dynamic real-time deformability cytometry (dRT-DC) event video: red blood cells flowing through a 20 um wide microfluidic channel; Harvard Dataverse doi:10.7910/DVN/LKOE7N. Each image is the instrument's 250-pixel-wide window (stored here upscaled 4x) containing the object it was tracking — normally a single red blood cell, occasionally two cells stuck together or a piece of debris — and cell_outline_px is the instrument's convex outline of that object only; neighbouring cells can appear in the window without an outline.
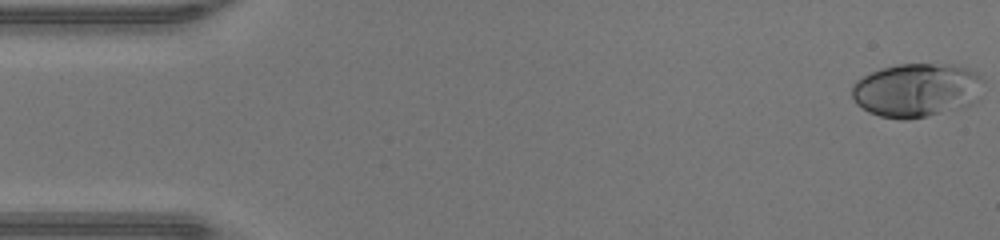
{"species": "human", "species_latin": "Homo sapiens", "temperature_condition": "warm", "stored_images_in_passage": 48, "camera_frame_rate_fps": 3000, "um_per_image_px": 0.085, "donor": {"sex": "male"}, "frame": {"image": 1, "passage_image": 1, "time_ms": 0.0, "image_size_px": [1000, 240], "cell_outline_px": [[984, 80], [980, 100], [976, 104], [964, 108], [908, 120], [900, 120], [880, 116], [868, 112], [856, 104], [852, 96], [852, 84], [856, 80], [880, 68], [896, 64], [952, 64], [968, 68], [976, 72]], "centroid_in_image_um": [77.97, 7.67], "position_along_channel_um": 7.0, "area_um2": 42.19}}
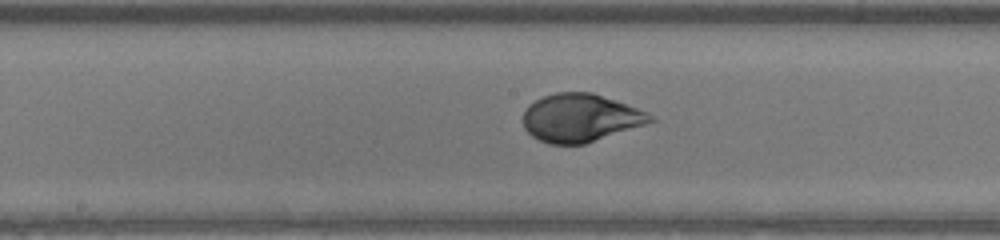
{"frame": {"image": 2, "passage_image": 24, "time_ms": 7.667, "image_size_px": [1000, 240], "cell_outline_px": [[656, 120], [584, 144], [548, 144], [532, 136], [524, 128], [524, 112], [528, 104], [544, 96], [556, 92], [592, 92], [648, 112], [656, 116]], "centroid_in_image_um": [49.32, 10.01], "position_along_channel_um": 198.9, "area_um2": 35.32}}
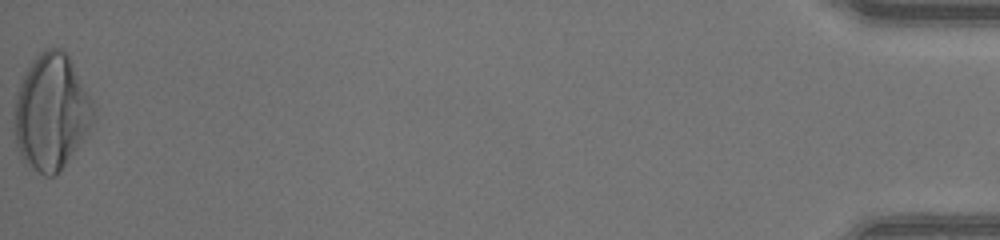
{"frame": {"image": 3, "passage_image": 48, "time_ms": 15.667, "image_size_px": [1000, 240], "cell_outline_px": [[96, 108], [92, 124], [76, 148], [56, 176], [44, 176], [20, 160], [16, 140], [12, 116], [16, 92], [20, 80], [32, 60], [44, 48], [60, 48], [68, 56], [88, 92]], "centroid_in_image_um": [4.32, 9.53], "position_along_channel_um": 430.9, "area_um2": 53.64}, "authors_computed_cell_mechanics": {"area_um2": 37.1654, "velocity_mm_per_s": 4.3034, "shape_relaxation_time_tau1_ms": 3.9293, "shape_relaxation_time_tau2_ms": null, "deformation_change_tau1": 0.2298, "deformation_change_tau2": null}}